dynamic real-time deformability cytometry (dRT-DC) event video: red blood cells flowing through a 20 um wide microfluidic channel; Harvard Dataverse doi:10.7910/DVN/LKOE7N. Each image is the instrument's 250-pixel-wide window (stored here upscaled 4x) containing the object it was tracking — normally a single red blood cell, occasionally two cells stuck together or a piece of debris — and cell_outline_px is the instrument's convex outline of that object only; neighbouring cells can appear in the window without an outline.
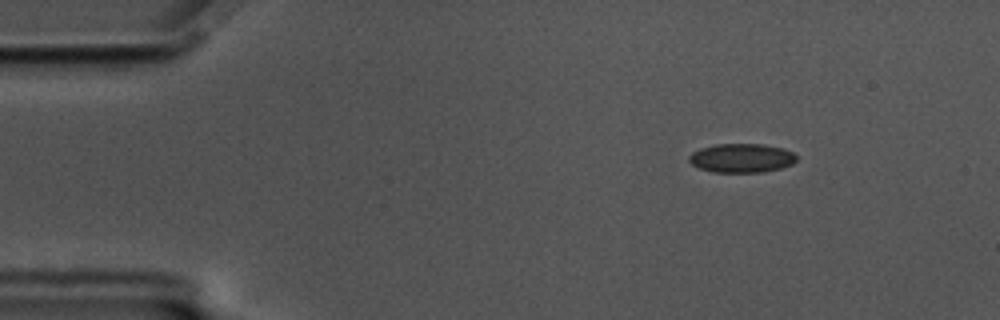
{"species": "common noctule bat (a hibernating species)", "species_latin": "Nyctalus noctula", "temperature_condition": "cold", "stored_images_in_passage": 53, "camera_frame_rate_fps": 3000, "um_per_image_px": 0.085, "animal": {"sex": "male", "body_mass_g": 17.5, "forearm_length_mm": 52.3}, "frame": {"image": 1, "passage_image": 3, "time_ms": 0.667, "image_size_px": [1000, 320], "cell_outline_px": [[796, 160], [792, 164], [780, 168], [764, 172], [712, 172], [700, 168], [692, 164], [688, 160], [688, 156], [692, 152], [700, 148], [716, 144], [764, 144], [784, 148], [792, 152], [796, 156]], "centroid_in_image_um": [63.02, 13.43], "position_along_channel_um": 22.0, "area_um2": 18.21}}
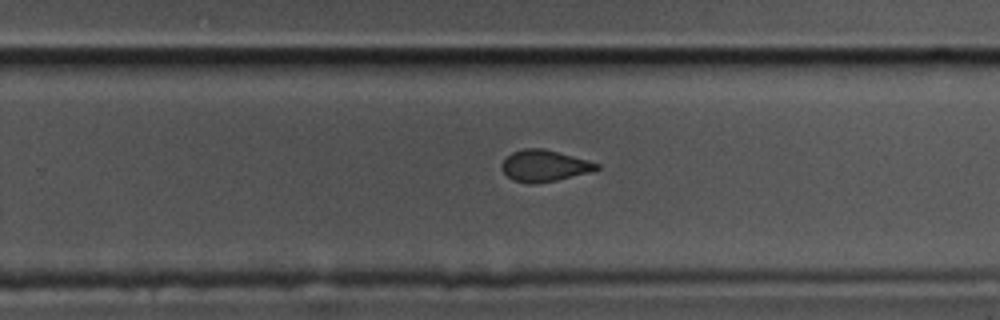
{"frame": {"image": 2, "passage_image": 32, "time_ms": 10.333, "image_size_px": [1000, 320], "cell_outline_px": [[600, 168], [592, 172], [556, 180], [536, 184], [532, 184], [512, 180], [504, 172], [500, 164], [512, 152], [524, 148], [544, 148], [588, 160], [600, 164]], "centroid_in_image_um": [46.29, 14.09], "position_along_channel_um": 283.5, "area_um2": 17.46}}
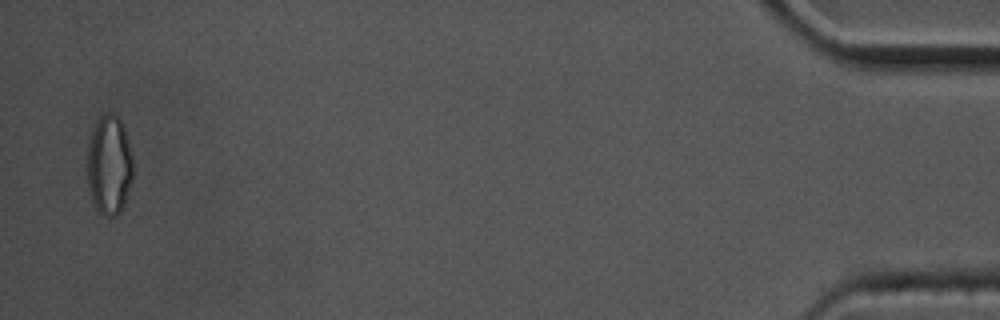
{"frame": {"image": 3, "passage_image": 52, "time_ms": 17.0, "image_size_px": [1000, 320], "cell_outline_px": [[132, 180], [124, 204], [120, 212], [116, 216], [108, 216], [100, 212], [96, 208], [92, 200], [88, 184], [88, 144], [96, 120], [100, 116], [108, 112], [112, 112], [120, 120], [124, 128], [132, 156]], "centroid_in_image_um": [9.28, 14.02], "position_along_channel_um": 425.9, "area_um2": 26.3}, "authors_computed_cell_mechanics": {"area_um2": 18.0336, "velocity_mm_per_s": 3.4731, "shape_relaxation_time_tau1_ms": null, "shape_relaxation_time_tau2_ms": 1.872, "deformation_change_tau1": null, "deformation_change_tau2": 0.0563}}